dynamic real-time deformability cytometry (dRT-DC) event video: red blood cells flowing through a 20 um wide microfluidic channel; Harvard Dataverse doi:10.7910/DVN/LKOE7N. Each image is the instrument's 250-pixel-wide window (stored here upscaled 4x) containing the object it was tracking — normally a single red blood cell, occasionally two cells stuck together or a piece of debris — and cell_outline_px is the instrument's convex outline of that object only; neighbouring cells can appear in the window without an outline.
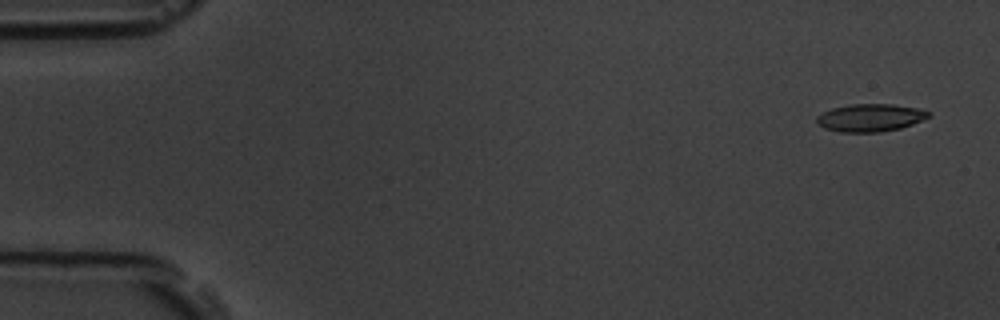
{"species": "common noctule bat (a hibernating species)", "species_latin": "Nyctalus noctula", "temperature_condition": "room temperature", "stored_images_in_passage": 5, "segment_of_instrument_passage": [1, 2], "camera_frame_rate_fps": 3000, "um_per_image_px": 0.085, "animal": {"sex": "male", "body_mass_g": 19.5, "forearm_length_mm": 54.6}, "frame": {"image": 1, "passage_image": 1, "time_ms": 0.0, "image_size_px": [1000, 320], "cell_outline_px": [[932, 116], [912, 124], [900, 128], [880, 132], [840, 132], [824, 128], [816, 124], [816, 116], [832, 108], [848, 104], [892, 104], [916, 108], [932, 112]], "centroid_in_image_um": [73.96, 10.0], "position_along_channel_um": 11.0, "area_um2": 18.15}}